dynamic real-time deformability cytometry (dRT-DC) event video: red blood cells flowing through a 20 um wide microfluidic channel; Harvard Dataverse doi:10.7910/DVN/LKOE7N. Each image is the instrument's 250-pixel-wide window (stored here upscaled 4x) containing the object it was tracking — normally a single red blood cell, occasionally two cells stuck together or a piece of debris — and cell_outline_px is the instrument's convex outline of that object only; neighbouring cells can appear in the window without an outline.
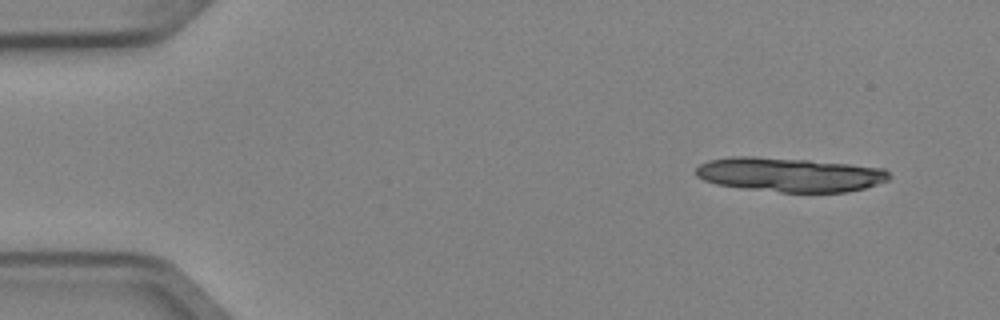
{"species": "Egyptian fruit bat (a non-hibernating species)", "species_latin": "Rousettus aegyptiacus", "temperature_condition": "cold", "stored_images_in_passage": 4, "camera_frame_rate_fps": 3000, "um_per_image_px": 0.085, "animal": {"sex": "female"}, "frame": {"image": 1, "passage_image": 1, "time_ms": 0.0, "image_size_px": [1000, 320], "cell_outline_px": [[892, 176], [888, 180], [864, 188], [848, 192], [780, 192], [716, 184], [704, 180], [696, 176], [696, 168], [700, 164], [708, 160], [732, 156], [752, 156], [808, 160], [848, 164], [884, 168]], "centroid_in_image_um": [67.12, 14.84], "position_along_channel_um": 17.9, "area_um2": 38.38}}